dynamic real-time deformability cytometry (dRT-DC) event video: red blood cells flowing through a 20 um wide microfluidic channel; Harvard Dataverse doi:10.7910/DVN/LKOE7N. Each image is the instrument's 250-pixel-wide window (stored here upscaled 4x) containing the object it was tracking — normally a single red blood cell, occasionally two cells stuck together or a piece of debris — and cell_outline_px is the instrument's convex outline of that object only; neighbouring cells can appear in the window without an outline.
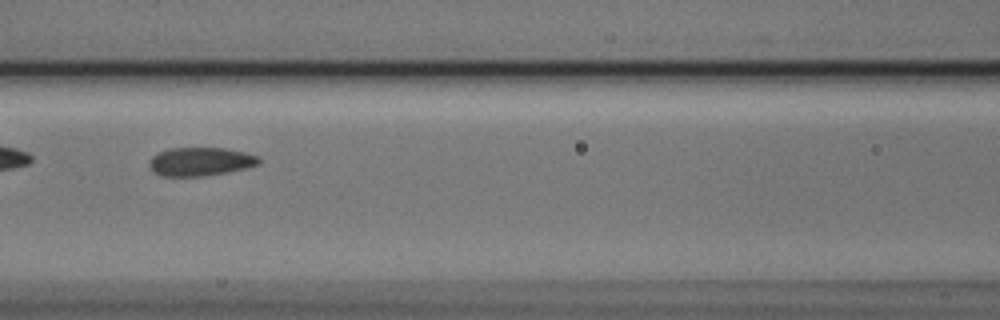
{"species": "Egyptian fruit bat (a non-hibernating species)", "species_latin": "Rousettus aegyptiacus", "temperature_condition": "cold", "stored_images_in_passage": 8, "camera_frame_rate_fps": 3000, "um_per_image_px": 0.085, "animal": {"sex": "male"}, "frame": {"image": 1, "passage_image": 6, "time_ms": 1.667, "image_size_px": [1000, 320], "cell_outline_px": [[260, 164], [248, 168], [204, 176], [160, 176], [152, 172], [148, 164], [148, 160], [152, 156], [168, 148], [224, 148], [244, 152], [260, 156]], "centroid_in_image_um": [17.02, 13.74], "position_along_channel_um": 149.6, "area_um2": 18.44}}
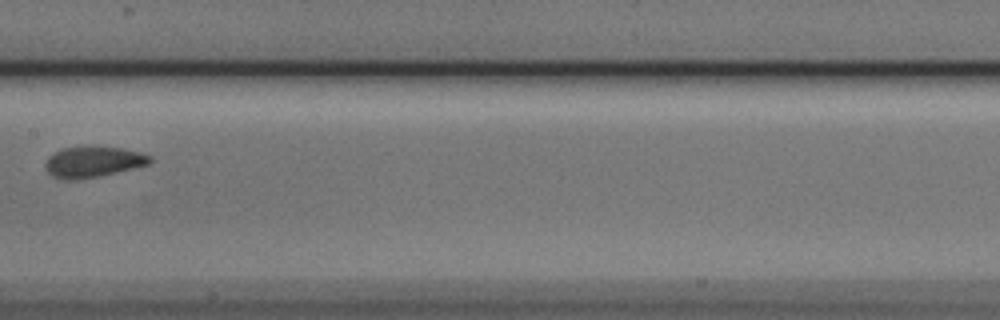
{"frame": {"image": 2, "passage_image": 7, "time_ms": 2.0, "image_size_px": [1000, 320], "cell_outline_px": [[152, 160], [148, 164], [132, 168], [96, 176], [68, 180], [64, 180], [52, 176], [44, 168], [44, 164], [48, 156], [64, 148], [88, 144], [120, 148], [140, 152], [152, 156]], "centroid_in_image_um": [7.87, 13.72], "position_along_channel_um": 199.5, "area_um2": 18.9}}
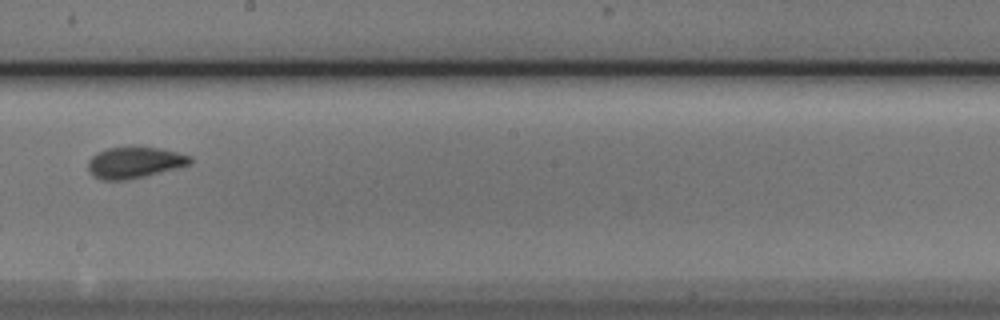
{"frame": {"image": 3, "passage_image": 8, "time_ms": 2.333, "image_size_px": [1000, 320], "cell_outline_px": [[192, 160], [188, 164], [176, 168], [144, 176], [124, 180], [104, 180], [96, 176], [88, 168], [88, 160], [96, 152], [108, 148], [132, 144], [160, 148], [192, 156]], "centroid_in_image_um": [11.42, 13.76], "position_along_channel_um": 236.8, "area_um2": 18.79}}